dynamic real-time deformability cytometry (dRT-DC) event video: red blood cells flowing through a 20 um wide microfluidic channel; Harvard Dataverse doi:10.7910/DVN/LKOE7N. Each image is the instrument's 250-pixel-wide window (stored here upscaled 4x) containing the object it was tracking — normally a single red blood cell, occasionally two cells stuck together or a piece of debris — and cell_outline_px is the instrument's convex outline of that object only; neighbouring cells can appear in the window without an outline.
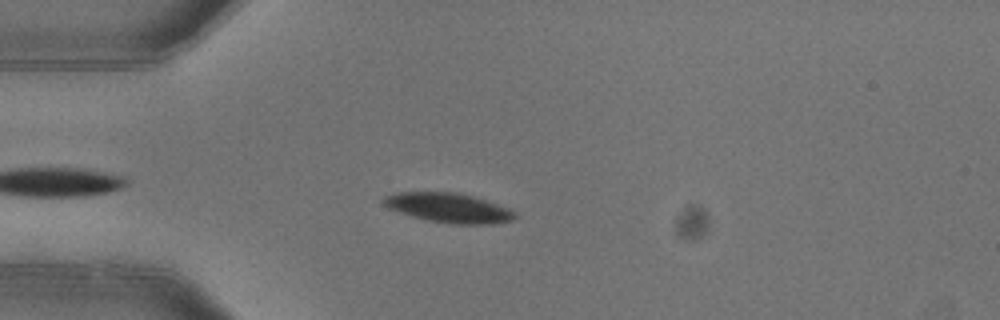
{"species": "common noctule bat (a hibernating species)", "species_latin": "Nyctalus noctula", "temperature_condition": "warm", "stored_images_in_passage": 4, "camera_frame_rate_fps": 3000, "um_per_image_px": 0.085, "animal": {"sex": "female"}, "frame": {"image": 1, "passage_image": 4, "time_ms": 1.0, "image_size_px": [1000, 320], "cell_outline_px": [[516, 216], [512, 220], [492, 224], [452, 224], [428, 220], [412, 216], [388, 208], [380, 200], [384, 196], [396, 192], [460, 192], [508, 208], [516, 212]], "centroid_in_image_um": [38.1, 17.66], "position_along_channel_um": 46.9, "area_um2": 22.54}}